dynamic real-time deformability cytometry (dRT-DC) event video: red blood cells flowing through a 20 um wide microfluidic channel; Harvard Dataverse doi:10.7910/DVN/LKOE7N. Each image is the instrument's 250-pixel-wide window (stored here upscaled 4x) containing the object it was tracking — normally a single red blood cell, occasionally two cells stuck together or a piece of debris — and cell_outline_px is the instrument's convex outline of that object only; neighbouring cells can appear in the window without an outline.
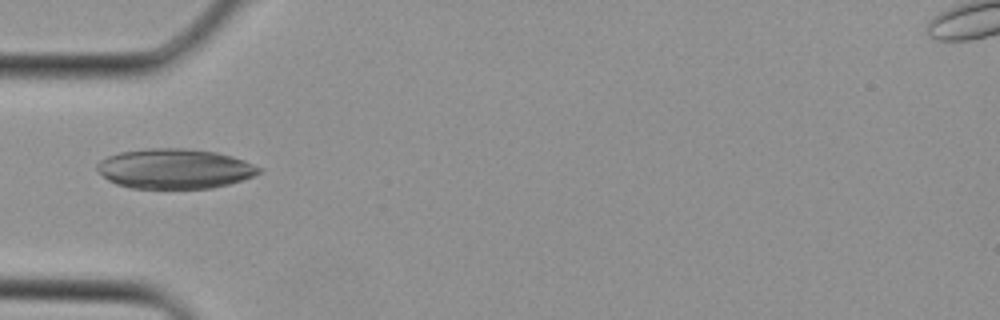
{"species": "Egyptian fruit bat (a non-hibernating species)", "species_latin": "Rousettus aegyptiacus", "temperature_condition": "cold", "stored_images_in_passage": 4, "camera_frame_rate_fps": 3000, "um_per_image_px": 0.085, "animal": {"sex": "female"}, "frame": {"image": 1, "passage_image": 4, "time_ms": 1.0, "image_size_px": [1000, 320], "cell_outline_px": [[264, 168], [260, 172], [252, 176], [228, 184], [212, 188], [132, 188], [116, 184], [108, 180], [96, 168], [96, 164], [100, 160], [108, 156], [120, 152], [148, 148], [184, 148], [216, 152], [232, 156], [244, 160]], "centroid_in_image_um": [14.84, 14.33], "position_along_channel_um": 70.2, "area_um2": 37.57}}